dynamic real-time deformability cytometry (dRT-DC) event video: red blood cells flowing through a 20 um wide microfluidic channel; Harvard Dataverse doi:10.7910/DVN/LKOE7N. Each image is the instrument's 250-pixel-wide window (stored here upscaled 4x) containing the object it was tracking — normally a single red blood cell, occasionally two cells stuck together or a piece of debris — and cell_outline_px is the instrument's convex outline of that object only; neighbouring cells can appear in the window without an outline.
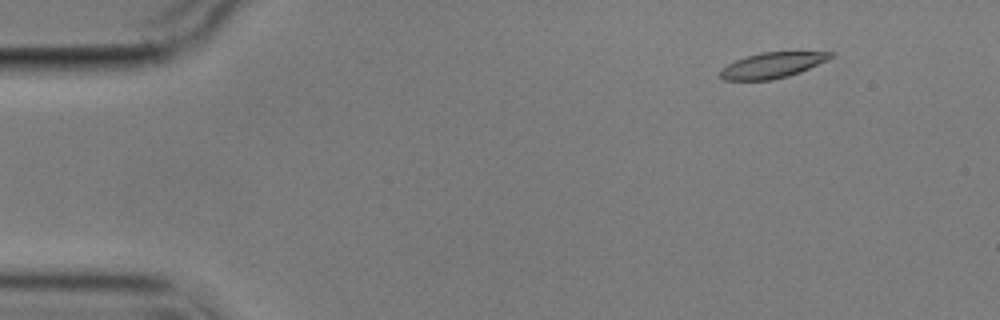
{"species": "common noctule bat (a hibernating species)", "species_latin": "Nyctalus noctula", "temperature_condition": "cold", "stored_images_in_passage": 5, "camera_frame_rate_fps": 3000, "um_per_image_px": 0.085, "animal": {"sex": "male", "body_mass_g": 17.9}, "frame": {"image": 1, "passage_image": 2, "time_ms": 1.333, "image_size_px": [1000, 320], "cell_outline_px": [[836, 56], [828, 60], [800, 72], [788, 76], [772, 80], [724, 80], [720, 76], [720, 68], [736, 60], [760, 52], [836, 52]], "centroid_in_image_um": [65.67, 5.54], "position_along_channel_um": 19.3, "area_um2": 16.47}}